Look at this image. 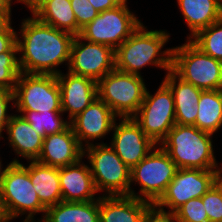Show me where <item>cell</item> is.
<instances>
[{"label": "cell", "mask_w": 222, "mask_h": 222, "mask_svg": "<svg viewBox=\"0 0 222 222\" xmlns=\"http://www.w3.org/2000/svg\"><path fill=\"white\" fill-rule=\"evenodd\" d=\"M19 30L16 42L21 72L58 75L61 64L68 68L73 34L45 24L34 15L23 19Z\"/></svg>", "instance_id": "6da1fadb"}, {"label": "cell", "mask_w": 222, "mask_h": 222, "mask_svg": "<svg viewBox=\"0 0 222 222\" xmlns=\"http://www.w3.org/2000/svg\"><path fill=\"white\" fill-rule=\"evenodd\" d=\"M167 30H150L143 23L115 50L117 70L141 76L142 68L154 65L172 70V49L164 48L170 40Z\"/></svg>", "instance_id": "7a4b0ae2"}, {"label": "cell", "mask_w": 222, "mask_h": 222, "mask_svg": "<svg viewBox=\"0 0 222 222\" xmlns=\"http://www.w3.org/2000/svg\"><path fill=\"white\" fill-rule=\"evenodd\" d=\"M213 134L193 125L175 124L159 146L166 151L179 169H217Z\"/></svg>", "instance_id": "3957f363"}, {"label": "cell", "mask_w": 222, "mask_h": 222, "mask_svg": "<svg viewBox=\"0 0 222 222\" xmlns=\"http://www.w3.org/2000/svg\"><path fill=\"white\" fill-rule=\"evenodd\" d=\"M0 200L4 214L10 222L14 218L25 215L24 220L33 221L37 213H43L46 207L41 203L30 180L29 165L12 163L0 184Z\"/></svg>", "instance_id": "277c9868"}, {"label": "cell", "mask_w": 222, "mask_h": 222, "mask_svg": "<svg viewBox=\"0 0 222 222\" xmlns=\"http://www.w3.org/2000/svg\"><path fill=\"white\" fill-rule=\"evenodd\" d=\"M83 156H87L89 168L97 192L104 196L130 195L134 197V189L130 184L131 169L118 157L107 143L100 142L83 148Z\"/></svg>", "instance_id": "5b68a950"}, {"label": "cell", "mask_w": 222, "mask_h": 222, "mask_svg": "<svg viewBox=\"0 0 222 222\" xmlns=\"http://www.w3.org/2000/svg\"><path fill=\"white\" fill-rule=\"evenodd\" d=\"M172 71L202 90L222 89V61L202 52L189 39L172 47Z\"/></svg>", "instance_id": "8992f818"}, {"label": "cell", "mask_w": 222, "mask_h": 222, "mask_svg": "<svg viewBox=\"0 0 222 222\" xmlns=\"http://www.w3.org/2000/svg\"><path fill=\"white\" fill-rule=\"evenodd\" d=\"M145 84L142 76L114 68L97 82L98 98L119 118L133 117L144 100Z\"/></svg>", "instance_id": "52a82bcc"}, {"label": "cell", "mask_w": 222, "mask_h": 222, "mask_svg": "<svg viewBox=\"0 0 222 222\" xmlns=\"http://www.w3.org/2000/svg\"><path fill=\"white\" fill-rule=\"evenodd\" d=\"M169 154L159 145L130 171V184L141 186L134 197L155 204L165 193L178 171Z\"/></svg>", "instance_id": "ba28073f"}, {"label": "cell", "mask_w": 222, "mask_h": 222, "mask_svg": "<svg viewBox=\"0 0 222 222\" xmlns=\"http://www.w3.org/2000/svg\"><path fill=\"white\" fill-rule=\"evenodd\" d=\"M128 7L125 3L99 13L81 29L79 36L116 50L142 23Z\"/></svg>", "instance_id": "9c48e42d"}, {"label": "cell", "mask_w": 222, "mask_h": 222, "mask_svg": "<svg viewBox=\"0 0 222 222\" xmlns=\"http://www.w3.org/2000/svg\"><path fill=\"white\" fill-rule=\"evenodd\" d=\"M14 108L16 111H62L56 75L21 72L14 89Z\"/></svg>", "instance_id": "30bf717a"}, {"label": "cell", "mask_w": 222, "mask_h": 222, "mask_svg": "<svg viewBox=\"0 0 222 222\" xmlns=\"http://www.w3.org/2000/svg\"><path fill=\"white\" fill-rule=\"evenodd\" d=\"M157 145L175 126V105L171 89L162 81L156 93L146 90L138 112L132 117Z\"/></svg>", "instance_id": "8fae6325"}, {"label": "cell", "mask_w": 222, "mask_h": 222, "mask_svg": "<svg viewBox=\"0 0 222 222\" xmlns=\"http://www.w3.org/2000/svg\"><path fill=\"white\" fill-rule=\"evenodd\" d=\"M215 182L216 169H178L165 193L155 204L175 212L190 199L202 197Z\"/></svg>", "instance_id": "7c38bea8"}, {"label": "cell", "mask_w": 222, "mask_h": 222, "mask_svg": "<svg viewBox=\"0 0 222 222\" xmlns=\"http://www.w3.org/2000/svg\"><path fill=\"white\" fill-rule=\"evenodd\" d=\"M114 56L115 50L111 47L88 42L77 35L71 45L67 71L98 82L115 68Z\"/></svg>", "instance_id": "4fadbf2b"}, {"label": "cell", "mask_w": 222, "mask_h": 222, "mask_svg": "<svg viewBox=\"0 0 222 222\" xmlns=\"http://www.w3.org/2000/svg\"><path fill=\"white\" fill-rule=\"evenodd\" d=\"M121 119V120H120ZM112 129L111 148L118 157L132 169L157 145L142 130L132 118H119Z\"/></svg>", "instance_id": "5bb4252c"}, {"label": "cell", "mask_w": 222, "mask_h": 222, "mask_svg": "<svg viewBox=\"0 0 222 222\" xmlns=\"http://www.w3.org/2000/svg\"><path fill=\"white\" fill-rule=\"evenodd\" d=\"M116 118L112 109L96 98L84 111L70 121L79 144L85 148L93 145L94 140L103 139L113 129ZM92 141V142H91Z\"/></svg>", "instance_id": "9a60e30c"}, {"label": "cell", "mask_w": 222, "mask_h": 222, "mask_svg": "<svg viewBox=\"0 0 222 222\" xmlns=\"http://www.w3.org/2000/svg\"><path fill=\"white\" fill-rule=\"evenodd\" d=\"M56 77L61 92V109L63 114L68 112L67 120L71 121L98 98L95 80L69 71Z\"/></svg>", "instance_id": "2e32d148"}, {"label": "cell", "mask_w": 222, "mask_h": 222, "mask_svg": "<svg viewBox=\"0 0 222 222\" xmlns=\"http://www.w3.org/2000/svg\"><path fill=\"white\" fill-rule=\"evenodd\" d=\"M81 158H84L83 147L69 125L64 131L44 138L41 154L36 161L47 166L61 168L72 165Z\"/></svg>", "instance_id": "e0dca14e"}, {"label": "cell", "mask_w": 222, "mask_h": 222, "mask_svg": "<svg viewBox=\"0 0 222 222\" xmlns=\"http://www.w3.org/2000/svg\"><path fill=\"white\" fill-rule=\"evenodd\" d=\"M78 162L59 168V183L63 201L88 202L99 199L89 165ZM96 196L95 197V195Z\"/></svg>", "instance_id": "ac0fdd59"}, {"label": "cell", "mask_w": 222, "mask_h": 222, "mask_svg": "<svg viewBox=\"0 0 222 222\" xmlns=\"http://www.w3.org/2000/svg\"><path fill=\"white\" fill-rule=\"evenodd\" d=\"M163 82L173 94L176 124L194 126L202 89L183 81L172 70L166 73Z\"/></svg>", "instance_id": "d6986e66"}, {"label": "cell", "mask_w": 222, "mask_h": 222, "mask_svg": "<svg viewBox=\"0 0 222 222\" xmlns=\"http://www.w3.org/2000/svg\"><path fill=\"white\" fill-rule=\"evenodd\" d=\"M152 203L130 195L99 197L100 222H142Z\"/></svg>", "instance_id": "ffe728a7"}, {"label": "cell", "mask_w": 222, "mask_h": 222, "mask_svg": "<svg viewBox=\"0 0 222 222\" xmlns=\"http://www.w3.org/2000/svg\"><path fill=\"white\" fill-rule=\"evenodd\" d=\"M5 131L8 136V145L13 148L17 157L21 156L29 161L38 159L44 138L32 128L22 115H12Z\"/></svg>", "instance_id": "44dd1931"}, {"label": "cell", "mask_w": 222, "mask_h": 222, "mask_svg": "<svg viewBox=\"0 0 222 222\" xmlns=\"http://www.w3.org/2000/svg\"><path fill=\"white\" fill-rule=\"evenodd\" d=\"M177 3L190 30L187 39L222 18L218 0H177Z\"/></svg>", "instance_id": "7402d4cb"}, {"label": "cell", "mask_w": 222, "mask_h": 222, "mask_svg": "<svg viewBox=\"0 0 222 222\" xmlns=\"http://www.w3.org/2000/svg\"><path fill=\"white\" fill-rule=\"evenodd\" d=\"M28 163L30 180L41 203L48 208L63 201L59 183V168L37 161H28Z\"/></svg>", "instance_id": "603a6c76"}, {"label": "cell", "mask_w": 222, "mask_h": 222, "mask_svg": "<svg viewBox=\"0 0 222 222\" xmlns=\"http://www.w3.org/2000/svg\"><path fill=\"white\" fill-rule=\"evenodd\" d=\"M42 222H100L99 199L79 202L61 201L46 208Z\"/></svg>", "instance_id": "cb8c5ba5"}, {"label": "cell", "mask_w": 222, "mask_h": 222, "mask_svg": "<svg viewBox=\"0 0 222 222\" xmlns=\"http://www.w3.org/2000/svg\"><path fill=\"white\" fill-rule=\"evenodd\" d=\"M31 14L45 24L77 36V21L70 0H45Z\"/></svg>", "instance_id": "d4e9b609"}, {"label": "cell", "mask_w": 222, "mask_h": 222, "mask_svg": "<svg viewBox=\"0 0 222 222\" xmlns=\"http://www.w3.org/2000/svg\"><path fill=\"white\" fill-rule=\"evenodd\" d=\"M195 127L214 134L222 127V89L202 90Z\"/></svg>", "instance_id": "484cf974"}, {"label": "cell", "mask_w": 222, "mask_h": 222, "mask_svg": "<svg viewBox=\"0 0 222 222\" xmlns=\"http://www.w3.org/2000/svg\"><path fill=\"white\" fill-rule=\"evenodd\" d=\"M20 113L32 126V128L43 138L54 133L64 131L70 121L63 119L62 111H16Z\"/></svg>", "instance_id": "4316f807"}, {"label": "cell", "mask_w": 222, "mask_h": 222, "mask_svg": "<svg viewBox=\"0 0 222 222\" xmlns=\"http://www.w3.org/2000/svg\"><path fill=\"white\" fill-rule=\"evenodd\" d=\"M189 40L202 52L222 61V18L198 31Z\"/></svg>", "instance_id": "83f0119b"}, {"label": "cell", "mask_w": 222, "mask_h": 222, "mask_svg": "<svg viewBox=\"0 0 222 222\" xmlns=\"http://www.w3.org/2000/svg\"><path fill=\"white\" fill-rule=\"evenodd\" d=\"M18 52L0 53V88L14 91L21 74Z\"/></svg>", "instance_id": "f1b7e54d"}, {"label": "cell", "mask_w": 222, "mask_h": 222, "mask_svg": "<svg viewBox=\"0 0 222 222\" xmlns=\"http://www.w3.org/2000/svg\"><path fill=\"white\" fill-rule=\"evenodd\" d=\"M178 222H209L202 198L190 199L175 211Z\"/></svg>", "instance_id": "f546056e"}, {"label": "cell", "mask_w": 222, "mask_h": 222, "mask_svg": "<svg viewBox=\"0 0 222 222\" xmlns=\"http://www.w3.org/2000/svg\"><path fill=\"white\" fill-rule=\"evenodd\" d=\"M209 222H222V188L215 182L201 197Z\"/></svg>", "instance_id": "4dcf8cb0"}, {"label": "cell", "mask_w": 222, "mask_h": 222, "mask_svg": "<svg viewBox=\"0 0 222 222\" xmlns=\"http://www.w3.org/2000/svg\"><path fill=\"white\" fill-rule=\"evenodd\" d=\"M70 4L77 21V35H79L81 29L90 23L99 12L89 0H70Z\"/></svg>", "instance_id": "1f68e13d"}, {"label": "cell", "mask_w": 222, "mask_h": 222, "mask_svg": "<svg viewBox=\"0 0 222 222\" xmlns=\"http://www.w3.org/2000/svg\"><path fill=\"white\" fill-rule=\"evenodd\" d=\"M12 102L14 106V91H10L4 88H0V139L5 138L2 132L6 130V126L9 123L12 114H8L9 103Z\"/></svg>", "instance_id": "d6a6232c"}, {"label": "cell", "mask_w": 222, "mask_h": 222, "mask_svg": "<svg viewBox=\"0 0 222 222\" xmlns=\"http://www.w3.org/2000/svg\"><path fill=\"white\" fill-rule=\"evenodd\" d=\"M11 25L12 20H10L3 28H0V53L18 52V45L16 42L17 32Z\"/></svg>", "instance_id": "836d02e7"}, {"label": "cell", "mask_w": 222, "mask_h": 222, "mask_svg": "<svg viewBox=\"0 0 222 222\" xmlns=\"http://www.w3.org/2000/svg\"><path fill=\"white\" fill-rule=\"evenodd\" d=\"M142 222H178L175 212L166 211L158 207L156 204H151L144 214Z\"/></svg>", "instance_id": "e575fe53"}, {"label": "cell", "mask_w": 222, "mask_h": 222, "mask_svg": "<svg viewBox=\"0 0 222 222\" xmlns=\"http://www.w3.org/2000/svg\"><path fill=\"white\" fill-rule=\"evenodd\" d=\"M92 6L99 12L115 8L127 3V0H89Z\"/></svg>", "instance_id": "d590c367"}, {"label": "cell", "mask_w": 222, "mask_h": 222, "mask_svg": "<svg viewBox=\"0 0 222 222\" xmlns=\"http://www.w3.org/2000/svg\"><path fill=\"white\" fill-rule=\"evenodd\" d=\"M13 0H0V11L3 12L10 20L12 12H11V5Z\"/></svg>", "instance_id": "8d00e7d4"}, {"label": "cell", "mask_w": 222, "mask_h": 222, "mask_svg": "<svg viewBox=\"0 0 222 222\" xmlns=\"http://www.w3.org/2000/svg\"><path fill=\"white\" fill-rule=\"evenodd\" d=\"M17 3H22L27 8H29L30 12L32 13L41 3H43L45 0H16Z\"/></svg>", "instance_id": "74e56055"}, {"label": "cell", "mask_w": 222, "mask_h": 222, "mask_svg": "<svg viewBox=\"0 0 222 222\" xmlns=\"http://www.w3.org/2000/svg\"><path fill=\"white\" fill-rule=\"evenodd\" d=\"M12 163H20V160L18 159H13V161H11L9 164H7L5 167H2V160L0 159V184H1V181L3 179V177L5 176L6 174V171L7 169L9 168V166L12 164ZM3 169V170H2Z\"/></svg>", "instance_id": "f35d334b"}, {"label": "cell", "mask_w": 222, "mask_h": 222, "mask_svg": "<svg viewBox=\"0 0 222 222\" xmlns=\"http://www.w3.org/2000/svg\"><path fill=\"white\" fill-rule=\"evenodd\" d=\"M222 167V164H221ZM220 166L216 169V182L222 188V168Z\"/></svg>", "instance_id": "ab89813d"}, {"label": "cell", "mask_w": 222, "mask_h": 222, "mask_svg": "<svg viewBox=\"0 0 222 222\" xmlns=\"http://www.w3.org/2000/svg\"><path fill=\"white\" fill-rule=\"evenodd\" d=\"M9 21L10 19L0 11V28H3Z\"/></svg>", "instance_id": "60d3db41"}, {"label": "cell", "mask_w": 222, "mask_h": 222, "mask_svg": "<svg viewBox=\"0 0 222 222\" xmlns=\"http://www.w3.org/2000/svg\"><path fill=\"white\" fill-rule=\"evenodd\" d=\"M0 222H8L1 205V200H0Z\"/></svg>", "instance_id": "b9f144b4"}, {"label": "cell", "mask_w": 222, "mask_h": 222, "mask_svg": "<svg viewBox=\"0 0 222 222\" xmlns=\"http://www.w3.org/2000/svg\"><path fill=\"white\" fill-rule=\"evenodd\" d=\"M22 222H42V221L41 220H38V221H36V220H33V221L22 220Z\"/></svg>", "instance_id": "7bdbcfd3"}, {"label": "cell", "mask_w": 222, "mask_h": 222, "mask_svg": "<svg viewBox=\"0 0 222 222\" xmlns=\"http://www.w3.org/2000/svg\"><path fill=\"white\" fill-rule=\"evenodd\" d=\"M219 6L222 9V0H218Z\"/></svg>", "instance_id": "ee69618b"}]
</instances>
